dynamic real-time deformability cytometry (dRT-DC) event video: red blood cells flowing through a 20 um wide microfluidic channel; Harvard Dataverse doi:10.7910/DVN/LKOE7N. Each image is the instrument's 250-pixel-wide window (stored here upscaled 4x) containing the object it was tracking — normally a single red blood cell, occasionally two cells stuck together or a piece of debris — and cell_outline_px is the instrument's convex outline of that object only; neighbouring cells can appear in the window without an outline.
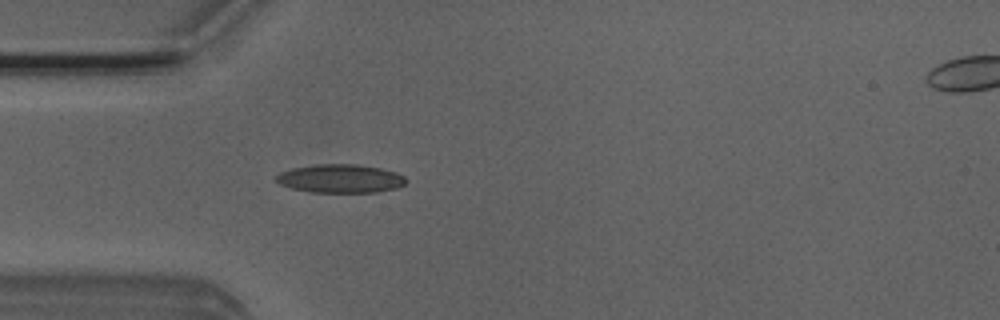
{"species": "Egyptian fruit bat (a non-hibernating species)", "species_latin": "Rousettus aegyptiacus", "temperature_condition": "room temperature", "stored_images_in_passage": 43, "camera_frame_rate_fps": 3000, "um_per_image_px": 0.085, "animal": {"sex": "male"}, "frame": {"image": 1, "passage_image": 7, "time_ms": 2.0, "image_size_px": [1000, 320], "cell_outline_px": [[408, 180], [404, 184], [396, 188], [376, 192], [312, 192], [292, 188], [280, 184], [276, 180], [276, 176], [280, 172], [292, 168], [316, 164], [356, 164], [380, 168], [396, 172], [404, 176]], "centroid_in_image_um": [28.94, 15.17], "position_along_channel_um": 56.1, "area_um2": 21.5}}
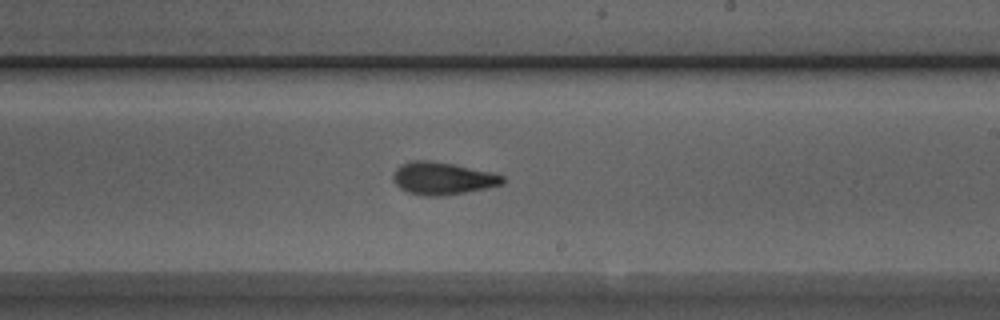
{"frame": {"image": 2, "passage_image": 22, "time_ms": 7.0, "image_size_px": [1000, 320], "cell_outline_px": [[504, 184], [488, 188], [444, 196], [424, 196], [408, 192], [400, 188], [392, 180], [392, 176], [396, 168], [400, 164], [412, 160], [428, 160], [452, 164], [488, 172], [504, 176]], "centroid_in_image_um": [37.58, 15.17], "position_along_channel_um": 251.4, "area_um2": 20.69}}
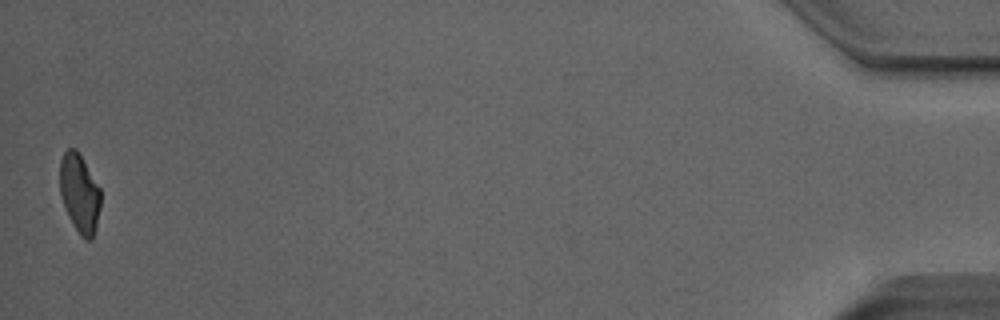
{"frame": {"image": 3, "passage_image": 43, "time_ms": 14.0, "image_size_px": [1000, 320], "cell_outline_px": [[100, 208], [96, 228], [92, 240], [84, 240], [80, 236], [72, 224], [68, 216], [60, 196], [60, 160], [64, 152], [68, 148], [76, 148], [100, 188]], "centroid_in_image_um": [6.76, 16.46], "position_along_channel_um": 428.4, "area_um2": 18.84}, "authors_computed_cell_mechanics": {"area_um2": 20.0566, "velocity_mm_per_s": 3.9762, "shape_relaxation_time_tau1_ms": 6.4771, "shape_relaxation_time_tau2_ms": 1.4856, "deformation_change_tau1": 0.2038, "deformation_change_tau2": 0.0784}}